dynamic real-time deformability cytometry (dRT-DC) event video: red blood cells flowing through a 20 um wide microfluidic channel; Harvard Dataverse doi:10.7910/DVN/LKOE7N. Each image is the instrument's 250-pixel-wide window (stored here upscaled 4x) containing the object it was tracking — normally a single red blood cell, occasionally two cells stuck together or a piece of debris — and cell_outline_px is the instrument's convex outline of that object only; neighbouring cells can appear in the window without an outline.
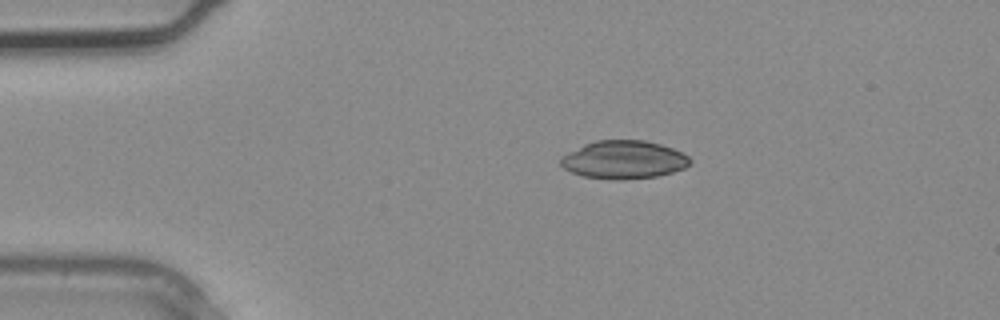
{"species": "common noctule bat (a hibernating species)", "species_latin": "Nyctalus noctula", "temperature_condition": "warm", "stored_images_in_passage": 3, "camera_frame_rate_fps": 3000, "um_per_image_px": 0.085, "animal": {"sex": "male", "body_mass_g": 20.4}, "frame": {"image": 1, "passage_image": 2, "time_ms": 0.333, "image_size_px": [1000, 320], "cell_outline_px": [[692, 164], [684, 168], [672, 172], [656, 176], [624, 180], [612, 180], [584, 176], [572, 172], [564, 168], [560, 164], [560, 156], [584, 144], [596, 140], [644, 140], [660, 144], [672, 148], [688, 156], [692, 160]], "centroid_in_image_um": [53.01, 13.58], "position_along_channel_um": 32.0, "area_um2": 28.84}}
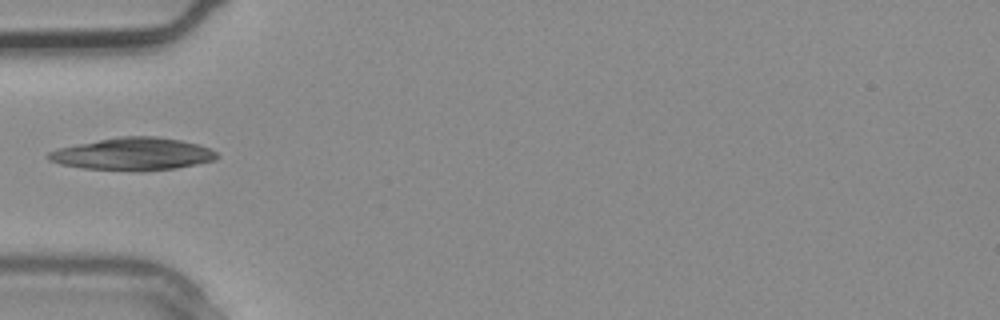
{"frame": {"image": 2, "passage_image": 3, "time_ms": 0.667, "image_size_px": [1000, 320], "cell_outline_px": [[220, 156], [216, 160], [176, 168], [144, 172], [140, 172], [80, 168], [60, 164], [48, 160], [44, 156], [48, 152], [56, 148], [76, 144], [120, 136], [156, 136], [180, 140], [200, 144], [212, 148]], "centroid_in_image_um": [11.3, 13.1], "position_along_channel_um": 73.7, "area_um2": 32.54}}